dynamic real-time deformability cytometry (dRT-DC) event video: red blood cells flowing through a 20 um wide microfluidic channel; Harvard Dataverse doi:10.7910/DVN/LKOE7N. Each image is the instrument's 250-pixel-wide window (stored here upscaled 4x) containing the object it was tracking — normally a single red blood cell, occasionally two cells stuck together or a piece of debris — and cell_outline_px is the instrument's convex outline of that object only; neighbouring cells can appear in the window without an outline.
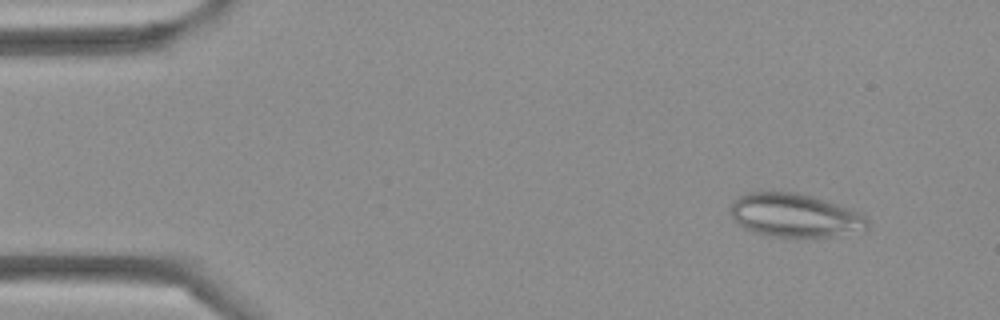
{"species": "Egyptian fruit bat (a non-hibernating species)", "species_latin": "Rousettus aegyptiacus", "temperature_condition": "cold", "stored_images_in_passage": 4, "camera_frame_rate_fps": 3000, "um_per_image_px": 0.085, "frame": {"image": 1, "passage_image": 1, "time_ms": 0.0, "image_size_px": [1000, 320], "cell_outline_px": [[868, 228], [864, 232], [832, 236], [768, 236], [744, 228], [732, 216], [732, 204], [736, 196], [748, 192], [796, 192], [812, 196], [852, 208], [860, 212], [868, 220]], "centroid_in_image_um": [67.62, 18.3], "position_along_channel_um": 17.4, "area_um2": 34.74}}